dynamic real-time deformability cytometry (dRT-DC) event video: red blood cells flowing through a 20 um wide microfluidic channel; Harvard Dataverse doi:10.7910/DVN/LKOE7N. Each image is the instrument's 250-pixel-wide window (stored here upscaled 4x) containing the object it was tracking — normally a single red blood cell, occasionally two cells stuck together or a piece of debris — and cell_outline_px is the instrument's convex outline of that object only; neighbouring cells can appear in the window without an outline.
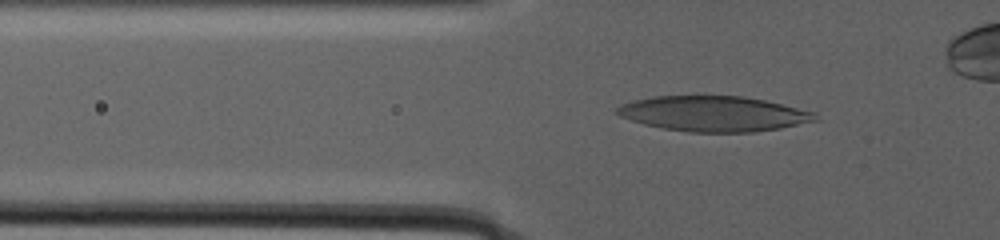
{"species": "human", "species_latin": "Homo sapiens", "temperature_condition": "warm", "stored_images_in_passage": 36, "camera_frame_rate_fps": 3000, "um_per_image_px": 0.085, "donor": {"sex": "male"}, "frame": {"image": 1, "passage_image": 2, "time_ms": 0.333, "image_size_px": [1000, 240], "cell_outline_px": [[820, 120], [780, 128], [752, 132], [688, 132], [664, 128], [644, 124], [620, 116], [616, 112], [616, 108], [620, 104], [632, 100], [652, 96], [740, 96], [764, 100], [816, 112]], "centroid_in_image_um": [60.67, 9.66], "position_along_channel_um": 65.1, "area_um2": 40.75}}
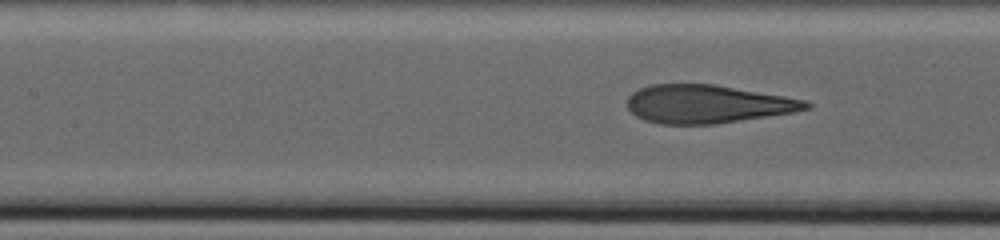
{"frame": {"image": 2, "passage_image": 23, "time_ms": 5.0, "image_size_px": [1000, 240], "cell_outline_px": [[812, 108], [792, 112], [716, 124], [660, 124], [644, 120], [636, 116], [628, 108], [628, 96], [632, 92], [648, 84], [716, 84], [784, 96], [804, 100], [812, 104]], "centroid_in_image_um": [60.1, 8.84], "position_along_channel_um": 147.3, "area_um2": 39.82}}
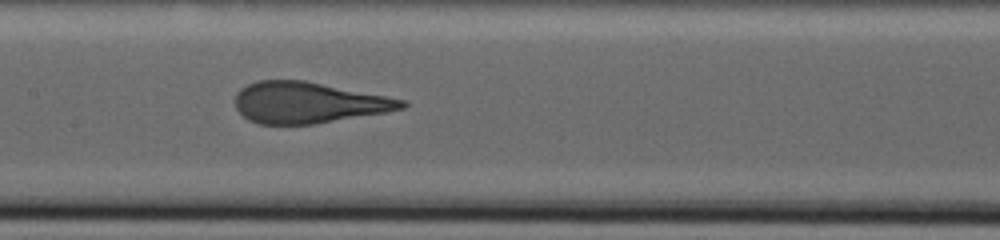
{"frame": {"image": 3, "passage_image": 35, "time_ms": 6.667, "image_size_px": [1000, 240], "cell_outline_px": [[408, 104], [404, 108], [384, 112], [316, 124], [260, 124], [248, 120], [236, 108], [236, 92], [240, 88], [248, 84], [260, 80], [304, 80], [408, 100]], "centroid_in_image_um": [26.21, 8.72], "position_along_channel_um": 181.2, "area_um2": 39.82}}